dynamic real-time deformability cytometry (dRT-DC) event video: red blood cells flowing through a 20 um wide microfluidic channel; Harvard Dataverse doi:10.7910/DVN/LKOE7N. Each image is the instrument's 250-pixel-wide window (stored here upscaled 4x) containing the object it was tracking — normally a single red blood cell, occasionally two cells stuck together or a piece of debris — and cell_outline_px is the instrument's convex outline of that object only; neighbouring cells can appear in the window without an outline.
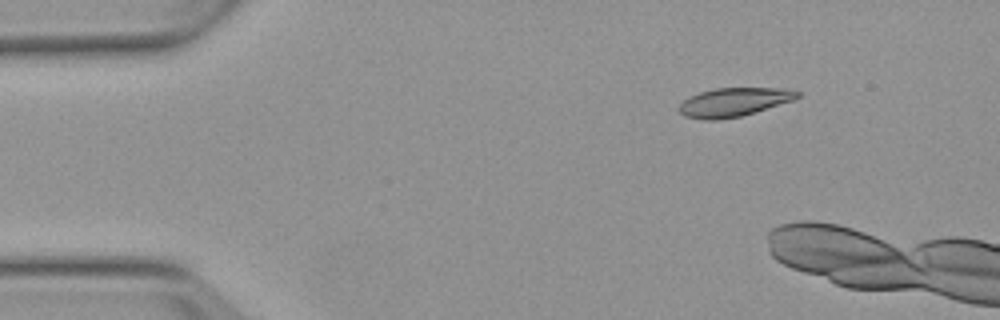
{"species": "Egyptian fruit bat (a non-hibernating species)", "species_latin": "Rousettus aegyptiacus", "temperature_condition": "warm", "stored_images_in_passage": 3, "camera_frame_rate_fps": 3000, "um_per_image_px": 0.085, "animal": {"sex": "female"}, "frame": {"image": 1, "passage_image": 1, "time_ms": 0.0, "image_size_px": [1000, 320], "cell_outline_px": [[800, 96], [792, 100], [740, 116], [716, 120], [704, 120], [684, 116], [676, 108], [688, 96], [700, 92], [716, 88], [780, 88], [800, 92]], "centroid_in_image_um": [62.3, 8.68], "position_along_channel_um": 22.7, "area_um2": 19.54}}